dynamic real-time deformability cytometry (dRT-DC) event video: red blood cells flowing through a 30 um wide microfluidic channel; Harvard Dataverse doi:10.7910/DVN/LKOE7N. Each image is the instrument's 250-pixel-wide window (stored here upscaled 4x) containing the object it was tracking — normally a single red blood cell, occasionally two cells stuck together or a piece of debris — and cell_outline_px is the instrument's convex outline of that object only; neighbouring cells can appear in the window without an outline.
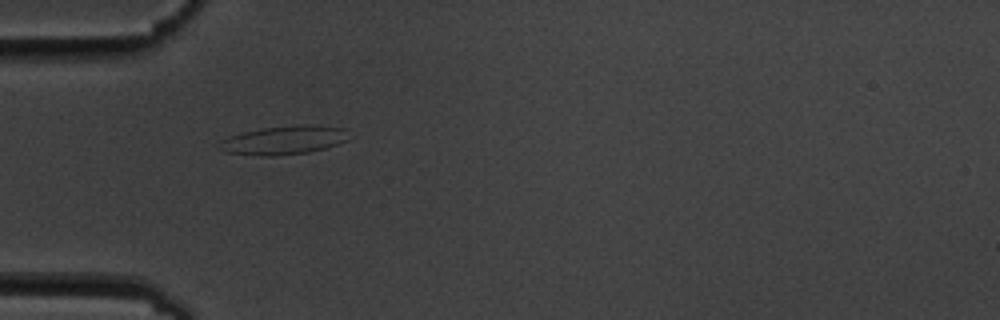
{"species": "common noctule bat (a hibernating species)", "species_latin": "Nyctalus noctula", "temperature_condition": "cold", "stored_images_in_passage": 5, "camera_frame_rate_fps": 3000, "um_per_image_px": 0.085, "animal": {"sex": "male", "body_mass_g": 19.5, "forearm_length_mm": 54.6}, "frame": {"image": 1, "passage_image": 3, "time_ms": 3.0, "image_size_px": [1000, 320], "cell_outline_px": [[348, 140], [324, 148], [308, 152], [272, 156], [260, 156], [228, 152], [216, 148], [228, 136], [244, 132], [264, 128], [296, 124], [308, 124], [344, 128]], "centroid_in_image_um": [24.12, 11.9], "position_along_channel_um": 60.9, "area_um2": 21.39}}
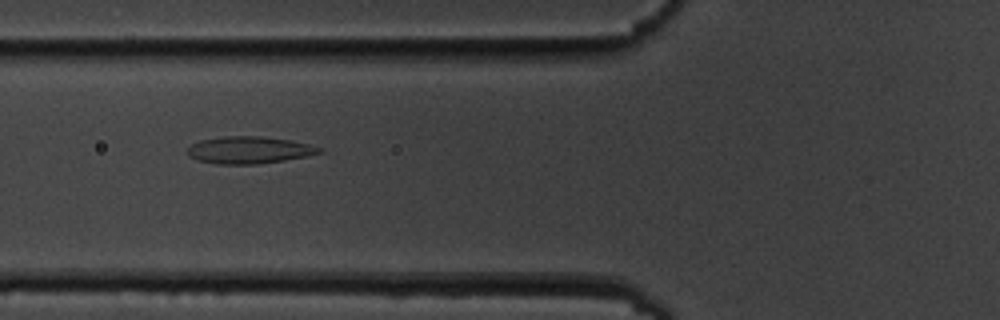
{"frame": {"image": 2, "passage_image": 4, "time_ms": 4.333, "image_size_px": [1000, 320], "cell_outline_px": [[324, 152], [308, 156], [284, 160], [256, 164], [216, 164], [196, 160], [188, 156], [184, 152], [192, 144], [200, 140], [224, 136], [260, 136], [292, 140], [324, 148]], "centroid_in_image_um": [21.17, 12.75], "position_along_channel_um": 104.6, "area_um2": 21.1}}
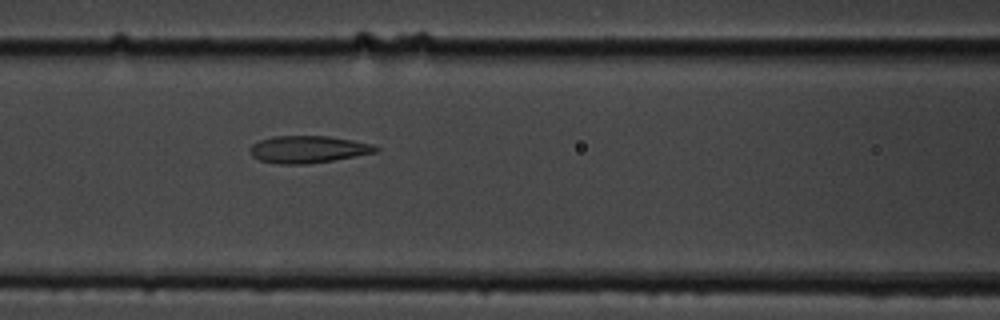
{"frame": {"image": 3, "passage_image": 5, "time_ms": 5.333, "image_size_px": [1000, 320], "cell_outline_px": [[380, 148], [376, 152], [332, 160], [308, 164], [280, 164], [260, 160], [252, 156], [248, 148], [252, 144], [260, 140], [272, 136], [328, 136], [352, 140], [372, 144]], "centroid_in_image_um": [26.15, 12.69], "position_along_channel_um": 140.4, "area_um2": 19.83}}